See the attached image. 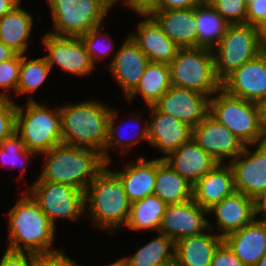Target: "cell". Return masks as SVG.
Listing matches in <instances>:
<instances>
[{
    "label": "cell",
    "mask_w": 266,
    "mask_h": 266,
    "mask_svg": "<svg viewBox=\"0 0 266 266\" xmlns=\"http://www.w3.org/2000/svg\"><path fill=\"white\" fill-rule=\"evenodd\" d=\"M256 145L253 152L249 150L250 145H246L243 152L229 162L236 191L255 200L266 191V145Z\"/></svg>",
    "instance_id": "12"
},
{
    "label": "cell",
    "mask_w": 266,
    "mask_h": 266,
    "mask_svg": "<svg viewBox=\"0 0 266 266\" xmlns=\"http://www.w3.org/2000/svg\"><path fill=\"white\" fill-rule=\"evenodd\" d=\"M136 161L128 163L121 171H113L123 183L131 203L152 195L156 181V159L147 161L139 156Z\"/></svg>",
    "instance_id": "26"
},
{
    "label": "cell",
    "mask_w": 266,
    "mask_h": 266,
    "mask_svg": "<svg viewBox=\"0 0 266 266\" xmlns=\"http://www.w3.org/2000/svg\"><path fill=\"white\" fill-rule=\"evenodd\" d=\"M31 96L24 110L17 105L15 132L26 149L36 154L48 152L62 142L60 108L48 109Z\"/></svg>",
    "instance_id": "5"
},
{
    "label": "cell",
    "mask_w": 266,
    "mask_h": 266,
    "mask_svg": "<svg viewBox=\"0 0 266 266\" xmlns=\"http://www.w3.org/2000/svg\"><path fill=\"white\" fill-rule=\"evenodd\" d=\"M208 210L199 206L194 199L179 204L167 205L159 233L174 242L205 232L209 226Z\"/></svg>",
    "instance_id": "14"
},
{
    "label": "cell",
    "mask_w": 266,
    "mask_h": 266,
    "mask_svg": "<svg viewBox=\"0 0 266 266\" xmlns=\"http://www.w3.org/2000/svg\"><path fill=\"white\" fill-rule=\"evenodd\" d=\"M209 99V114L246 145L261 143L263 129L258 103L228 94L220 88Z\"/></svg>",
    "instance_id": "7"
},
{
    "label": "cell",
    "mask_w": 266,
    "mask_h": 266,
    "mask_svg": "<svg viewBox=\"0 0 266 266\" xmlns=\"http://www.w3.org/2000/svg\"><path fill=\"white\" fill-rule=\"evenodd\" d=\"M135 35L131 38L146 54L150 62L170 63L177 55L180 47L162 30L152 16H144L139 22Z\"/></svg>",
    "instance_id": "21"
},
{
    "label": "cell",
    "mask_w": 266,
    "mask_h": 266,
    "mask_svg": "<svg viewBox=\"0 0 266 266\" xmlns=\"http://www.w3.org/2000/svg\"><path fill=\"white\" fill-rule=\"evenodd\" d=\"M28 191L9 210V243L7 249L39 255L53 253L55 226Z\"/></svg>",
    "instance_id": "1"
},
{
    "label": "cell",
    "mask_w": 266,
    "mask_h": 266,
    "mask_svg": "<svg viewBox=\"0 0 266 266\" xmlns=\"http://www.w3.org/2000/svg\"><path fill=\"white\" fill-rule=\"evenodd\" d=\"M102 29H103V27L100 28V26H97L95 28H92L88 33L81 36V38H82V40L86 46L87 52L89 53V55H90V57H91V59L95 65H96L97 60L99 61L102 59V57L104 58V56H106V55L108 56L109 54H111V51H113V49H114V47L112 45H110V44H112L111 42H109L107 44V42L101 41L102 38H105V34H104V37L102 36V33H103V32H101ZM100 35H101V37H100ZM99 37L101 39H99ZM105 40H106V38H105ZM102 43H103V45H102Z\"/></svg>",
    "instance_id": "38"
},
{
    "label": "cell",
    "mask_w": 266,
    "mask_h": 266,
    "mask_svg": "<svg viewBox=\"0 0 266 266\" xmlns=\"http://www.w3.org/2000/svg\"><path fill=\"white\" fill-rule=\"evenodd\" d=\"M229 24H245L247 6L243 0H206Z\"/></svg>",
    "instance_id": "37"
},
{
    "label": "cell",
    "mask_w": 266,
    "mask_h": 266,
    "mask_svg": "<svg viewBox=\"0 0 266 266\" xmlns=\"http://www.w3.org/2000/svg\"><path fill=\"white\" fill-rule=\"evenodd\" d=\"M214 214L220 236L242 229L257 217L256 200L235 191L221 202L213 205L208 214Z\"/></svg>",
    "instance_id": "19"
},
{
    "label": "cell",
    "mask_w": 266,
    "mask_h": 266,
    "mask_svg": "<svg viewBox=\"0 0 266 266\" xmlns=\"http://www.w3.org/2000/svg\"><path fill=\"white\" fill-rule=\"evenodd\" d=\"M223 241L245 266H254L266 253V221L255 218L242 229L227 234Z\"/></svg>",
    "instance_id": "22"
},
{
    "label": "cell",
    "mask_w": 266,
    "mask_h": 266,
    "mask_svg": "<svg viewBox=\"0 0 266 266\" xmlns=\"http://www.w3.org/2000/svg\"><path fill=\"white\" fill-rule=\"evenodd\" d=\"M15 54L16 52L13 49L0 42V63L11 59Z\"/></svg>",
    "instance_id": "48"
},
{
    "label": "cell",
    "mask_w": 266,
    "mask_h": 266,
    "mask_svg": "<svg viewBox=\"0 0 266 266\" xmlns=\"http://www.w3.org/2000/svg\"><path fill=\"white\" fill-rule=\"evenodd\" d=\"M42 42L48 50L45 58L51 70L56 63L68 73L84 76L95 68L81 37L57 36L48 32L43 35Z\"/></svg>",
    "instance_id": "11"
},
{
    "label": "cell",
    "mask_w": 266,
    "mask_h": 266,
    "mask_svg": "<svg viewBox=\"0 0 266 266\" xmlns=\"http://www.w3.org/2000/svg\"><path fill=\"white\" fill-rule=\"evenodd\" d=\"M43 154L44 169L37 180L66 184L84 192L106 165L101 153L78 150L64 143Z\"/></svg>",
    "instance_id": "4"
},
{
    "label": "cell",
    "mask_w": 266,
    "mask_h": 266,
    "mask_svg": "<svg viewBox=\"0 0 266 266\" xmlns=\"http://www.w3.org/2000/svg\"><path fill=\"white\" fill-rule=\"evenodd\" d=\"M255 0H243L244 4L248 6L250 3H252Z\"/></svg>",
    "instance_id": "55"
},
{
    "label": "cell",
    "mask_w": 266,
    "mask_h": 266,
    "mask_svg": "<svg viewBox=\"0 0 266 266\" xmlns=\"http://www.w3.org/2000/svg\"><path fill=\"white\" fill-rule=\"evenodd\" d=\"M32 27V14L21 8L19 4L0 18V42L13 49L17 54L23 55L28 48Z\"/></svg>",
    "instance_id": "27"
},
{
    "label": "cell",
    "mask_w": 266,
    "mask_h": 266,
    "mask_svg": "<svg viewBox=\"0 0 266 266\" xmlns=\"http://www.w3.org/2000/svg\"><path fill=\"white\" fill-rule=\"evenodd\" d=\"M57 36L81 37L102 25L111 0H47Z\"/></svg>",
    "instance_id": "9"
},
{
    "label": "cell",
    "mask_w": 266,
    "mask_h": 266,
    "mask_svg": "<svg viewBox=\"0 0 266 266\" xmlns=\"http://www.w3.org/2000/svg\"><path fill=\"white\" fill-rule=\"evenodd\" d=\"M266 23V0H255L247 6L246 24L262 28Z\"/></svg>",
    "instance_id": "42"
},
{
    "label": "cell",
    "mask_w": 266,
    "mask_h": 266,
    "mask_svg": "<svg viewBox=\"0 0 266 266\" xmlns=\"http://www.w3.org/2000/svg\"><path fill=\"white\" fill-rule=\"evenodd\" d=\"M160 158L192 186L218 164L193 138L176 151Z\"/></svg>",
    "instance_id": "20"
},
{
    "label": "cell",
    "mask_w": 266,
    "mask_h": 266,
    "mask_svg": "<svg viewBox=\"0 0 266 266\" xmlns=\"http://www.w3.org/2000/svg\"><path fill=\"white\" fill-rule=\"evenodd\" d=\"M151 16L162 27L163 32L180 48L198 47L195 7L159 10Z\"/></svg>",
    "instance_id": "25"
},
{
    "label": "cell",
    "mask_w": 266,
    "mask_h": 266,
    "mask_svg": "<svg viewBox=\"0 0 266 266\" xmlns=\"http://www.w3.org/2000/svg\"><path fill=\"white\" fill-rule=\"evenodd\" d=\"M107 266H123V263H122L121 259H119L116 262L111 263V264H109Z\"/></svg>",
    "instance_id": "52"
},
{
    "label": "cell",
    "mask_w": 266,
    "mask_h": 266,
    "mask_svg": "<svg viewBox=\"0 0 266 266\" xmlns=\"http://www.w3.org/2000/svg\"><path fill=\"white\" fill-rule=\"evenodd\" d=\"M25 54H21V64L19 71V81L16 95L34 93L44 82L51 72L45 56L36 59H28Z\"/></svg>",
    "instance_id": "33"
},
{
    "label": "cell",
    "mask_w": 266,
    "mask_h": 266,
    "mask_svg": "<svg viewBox=\"0 0 266 266\" xmlns=\"http://www.w3.org/2000/svg\"><path fill=\"white\" fill-rule=\"evenodd\" d=\"M35 266H81L67 256L63 250L37 256ZM83 266V265H82Z\"/></svg>",
    "instance_id": "44"
},
{
    "label": "cell",
    "mask_w": 266,
    "mask_h": 266,
    "mask_svg": "<svg viewBox=\"0 0 266 266\" xmlns=\"http://www.w3.org/2000/svg\"><path fill=\"white\" fill-rule=\"evenodd\" d=\"M107 167L105 165L87 187L85 205L89 203L92 225L112 233L126 225L132 203L120 178Z\"/></svg>",
    "instance_id": "3"
},
{
    "label": "cell",
    "mask_w": 266,
    "mask_h": 266,
    "mask_svg": "<svg viewBox=\"0 0 266 266\" xmlns=\"http://www.w3.org/2000/svg\"><path fill=\"white\" fill-rule=\"evenodd\" d=\"M170 248V249H169ZM123 266H164L175 261V242L161 233L131 257L121 258Z\"/></svg>",
    "instance_id": "30"
},
{
    "label": "cell",
    "mask_w": 266,
    "mask_h": 266,
    "mask_svg": "<svg viewBox=\"0 0 266 266\" xmlns=\"http://www.w3.org/2000/svg\"><path fill=\"white\" fill-rule=\"evenodd\" d=\"M254 266H266V253L259 259Z\"/></svg>",
    "instance_id": "50"
},
{
    "label": "cell",
    "mask_w": 266,
    "mask_h": 266,
    "mask_svg": "<svg viewBox=\"0 0 266 266\" xmlns=\"http://www.w3.org/2000/svg\"><path fill=\"white\" fill-rule=\"evenodd\" d=\"M198 235L189 236L175 242V262L178 266H210L213 255L223 242L219 234H212L214 227ZM208 231V232H207Z\"/></svg>",
    "instance_id": "23"
},
{
    "label": "cell",
    "mask_w": 266,
    "mask_h": 266,
    "mask_svg": "<svg viewBox=\"0 0 266 266\" xmlns=\"http://www.w3.org/2000/svg\"><path fill=\"white\" fill-rule=\"evenodd\" d=\"M221 88L232 96L255 103L266 98V55L261 52L235 69L221 82Z\"/></svg>",
    "instance_id": "15"
},
{
    "label": "cell",
    "mask_w": 266,
    "mask_h": 266,
    "mask_svg": "<svg viewBox=\"0 0 266 266\" xmlns=\"http://www.w3.org/2000/svg\"><path fill=\"white\" fill-rule=\"evenodd\" d=\"M21 4V0H0V18Z\"/></svg>",
    "instance_id": "46"
},
{
    "label": "cell",
    "mask_w": 266,
    "mask_h": 266,
    "mask_svg": "<svg viewBox=\"0 0 266 266\" xmlns=\"http://www.w3.org/2000/svg\"><path fill=\"white\" fill-rule=\"evenodd\" d=\"M37 255L27 252H15L6 249L0 259V266H35Z\"/></svg>",
    "instance_id": "40"
},
{
    "label": "cell",
    "mask_w": 266,
    "mask_h": 266,
    "mask_svg": "<svg viewBox=\"0 0 266 266\" xmlns=\"http://www.w3.org/2000/svg\"><path fill=\"white\" fill-rule=\"evenodd\" d=\"M167 204L155 194L148 195L142 200L131 204L126 227L131 230L159 231Z\"/></svg>",
    "instance_id": "32"
},
{
    "label": "cell",
    "mask_w": 266,
    "mask_h": 266,
    "mask_svg": "<svg viewBox=\"0 0 266 266\" xmlns=\"http://www.w3.org/2000/svg\"><path fill=\"white\" fill-rule=\"evenodd\" d=\"M206 0H160L159 10L198 7Z\"/></svg>",
    "instance_id": "45"
},
{
    "label": "cell",
    "mask_w": 266,
    "mask_h": 266,
    "mask_svg": "<svg viewBox=\"0 0 266 266\" xmlns=\"http://www.w3.org/2000/svg\"><path fill=\"white\" fill-rule=\"evenodd\" d=\"M149 143L166 156L192 139L193 128L150 105Z\"/></svg>",
    "instance_id": "17"
},
{
    "label": "cell",
    "mask_w": 266,
    "mask_h": 266,
    "mask_svg": "<svg viewBox=\"0 0 266 266\" xmlns=\"http://www.w3.org/2000/svg\"><path fill=\"white\" fill-rule=\"evenodd\" d=\"M171 85L213 96L221 88L215 73L213 50L203 47L180 48L169 63Z\"/></svg>",
    "instance_id": "6"
},
{
    "label": "cell",
    "mask_w": 266,
    "mask_h": 266,
    "mask_svg": "<svg viewBox=\"0 0 266 266\" xmlns=\"http://www.w3.org/2000/svg\"><path fill=\"white\" fill-rule=\"evenodd\" d=\"M257 215L262 213L260 220L266 221V191L256 200Z\"/></svg>",
    "instance_id": "47"
},
{
    "label": "cell",
    "mask_w": 266,
    "mask_h": 266,
    "mask_svg": "<svg viewBox=\"0 0 266 266\" xmlns=\"http://www.w3.org/2000/svg\"><path fill=\"white\" fill-rule=\"evenodd\" d=\"M167 205L193 198V186L173 170L162 158L156 159L154 193Z\"/></svg>",
    "instance_id": "28"
},
{
    "label": "cell",
    "mask_w": 266,
    "mask_h": 266,
    "mask_svg": "<svg viewBox=\"0 0 266 266\" xmlns=\"http://www.w3.org/2000/svg\"><path fill=\"white\" fill-rule=\"evenodd\" d=\"M28 191L54 226L57 218L78 220L86 213L85 192L75 187L36 180Z\"/></svg>",
    "instance_id": "10"
},
{
    "label": "cell",
    "mask_w": 266,
    "mask_h": 266,
    "mask_svg": "<svg viewBox=\"0 0 266 266\" xmlns=\"http://www.w3.org/2000/svg\"><path fill=\"white\" fill-rule=\"evenodd\" d=\"M209 99L200 92L171 85L154 105L194 128L209 113Z\"/></svg>",
    "instance_id": "16"
},
{
    "label": "cell",
    "mask_w": 266,
    "mask_h": 266,
    "mask_svg": "<svg viewBox=\"0 0 266 266\" xmlns=\"http://www.w3.org/2000/svg\"><path fill=\"white\" fill-rule=\"evenodd\" d=\"M21 54H15L11 59L0 63V99H10L9 92L14 90L16 94L19 81ZM6 92V93H5Z\"/></svg>",
    "instance_id": "36"
},
{
    "label": "cell",
    "mask_w": 266,
    "mask_h": 266,
    "mask_svg": "<svg viewBox=\"0 0 266 266\" xmlns=\"http://www.w3.org/2000/svg\"><path fill=\"white\" fill-rule=\"evenodd\" d=\"M164 266H178V264L174 261V262L169 263V264L164 265Z\"/></svg>",
    "instance_id": "56"
},
{
    "label": "cell",
    "mask_w": 266,
    "mask_h": 266,
    "mask_svg": "<svg viewBox=\"0 0 266 266\" xmlns=\"http://www.w3.org/2000/svg\"><path fill=\"white\" fill-rule=\"evenodd\" d=\"M261 38H262V41H265L266 40V23L261 28Z\"/></svg>",
    "instance_id": "51"
},
{
    "label": "cell",
    "mask_w": 266,
    "mask_h": 266,
    "mask_svg": "<svg viewBox=\"0 0 266 266\" xmlns=\"http://www.w3.org/2000/svg\"><path fill=\"white\" fill-rule=\"evenodd\" d=\"M171 87L170 67L168 63L149 62L138 85L126 97L129 102L141 94L148 106L154 105Z\"/></svg>",
    "instance_id": "29"
},
{
    "label": "cell",
    "mask_w": 266,
    "mask_h": 266,
    "mask_svg": "<svg viewBox=\"0 0 266 266\" xmlns=\"http://www.w3.org/2000/svg\"><path fill=\"white\" fill-rule=\"evenodd\" d=\"M198 47L213 49L224 36L229 23L205 1L195 7Z\"/></svg>",
    "instance_id": "31"
},
{
    "label": "cell",
    "mask_w": 266,
    "mask_h": 266,
    "mask_svg": "<svg viewBox=\"0 0 266 266\" xmlns=\"http://www.w3.org/2000/svg\"><path fill=\"white\" fill-rule=\"evenodd\" d=\"M120 0H111V6ZM126 7L141 16H151L155 11H159L160 0H123Z\"/></svg>",
    "instance_id": "43"
},
{
    "label": "cell",
    "mask_w": 266,
    "mask_h": 266,
    "mask_svg": "<svg viewBox=\"0 0 266 266\" xmlns=\"http://www.w3.org/2000/svg\"><path fill=\"white\" fill-rule=\"evenodd\" d=\"M62 142L78 150L103 153L111 108L89 100L60 106Z\"/></svg>",
    "instance_id": "2"
},
{
    "label": "cell",
    "mask_w": 266,
    "mask_h": 266,
    "mask_svg": "<svg viewBox=\"0 0 266 266\" xmlns=\"http://www.w3.org/2000/svg\"><path fill=\"white\" fill-rule=\"evenodd\" d=\"M116 117H117V112L115 111V109H112V111L110 113V116H109V120H108V131H107L106 145L104 147V152L102 153L103 160H104V162L106 163L107 166L111 163L110 162L111 158H110V155L107 153V151L113 145L119 146L120 148H122L123 152L124 151L127 152L128 149H130V151H131L132 150L131 147L133 145H135L140 139H144L147 142H149V122L145 123L146 125L143 126V129L140 128V130H138V132H135V133H137V134H134L135 138H134V135H133V138L130 139L129 141H127V143H125L121 139L122 138L121 135L124 134L123 131H121V130L118 131L116 129V127H119V125H116V121H115ZM138 118H139V116H137V119L132 118L131 123H132V121L136 120V121H134V123L136 125L137 124L139 125ZM120 131L122 132L121 134L119 133ZM117 136H119V137H117Z\"/></svg>",
    "instance_id": "34"
},
{
    "label": "cell",
    "mask_w": 266,
    "mask_h": 266,
    "mask_svg": "<svg viewBox=\"0 0 266 266\" xmlns=\"http://www.w3.org/2000/svg\"><path fill=\"white\" fill-rule=\"evenodd\" d=\"M261 28L250 24H229L220 42L212 49L215 73L222 82L235 69L262 52Z\"/></svg>",
    "instance_id": "8"
},
{
    "label": "cell",
    "mask_w": 266,
    "mask_h": 266,
    "mask_svg": "<svg viewBox=\"0 0 266 266\" xmlns=\"http://www.w3.org/2000/svg\"><path fill=\"white\" fill-rule=\"evenodd\" d=\"M262 52L266 55V40L263 41V49Z\"/></svg>",
    "instance_id": "54"
},
{
    "label": "cell",
    "mask_w": 266,
    "mask_h": 266,
    "mask_svg": "<svg viewBox=\"0 0 266 266\" xmlns=\"http://www.w3.org/2000/svg\"><path fill=\"white\" fill-rule=\"evenodd\" d=\"M36 155V153L26 149L24 142L16 132H14L10 137L6 138L0 144V160H2L1 162L5 164L9 163L12 168L17 167L20 162L21 164L24 162L26 163V165L24 164L23 166H21L23 173L27 169L26 167L27 161H29L28 159L32 157L34 158L36 157Z\"/></svg>",
    "instance_id": "35"
},
{
    "label": "cell",
    "mask_w": 266,
    "mask_h": 266,
    "mask_svg": "<svg viewBox=\"0 0 266 266\" xmlns=\"http://www.w3.org/2000/svg\"><path fill=\"white\" fill-rule=\"evenodd\" d=\"M192 138L220 164L225 158H231L228 160L231 162L246 147L240 138L209 113L193 128Z\"/></svg>",
    "instance_id": "13"
},
{
    "label": "cell",
    "mask_w": 266,
    "mask_h": 266,
    "mask_svg": "<svg viewBox=\"0 0 266 266\" xmlns=\"http://www.w3.org/2000/svg\"><path fill=\"white\" fill-rule=\"evenodd\" d=\"M17 105L0 99V144L15 132Z\"/></svg>",
    "instance_id": "39"
},
{
    "label": "cell",
    "mask_w": 266,
    "mask_h": 266,
    "mask_svg": "<svg viewBox=\"0 0 266 266\" xmlns=\"http://www.w3.org/2000/svg\"><path fill=\"white\" fill-rule=\"evenodd\" d=\"M236 191L232 169L228 163H218L193 186V199L209 210Z\"/></svg>",
    "instance_id": "24"
},
{
    "label": "cell",
    "mask_w": 266,
    "mask_h": 266,
    "mask_svg": "<svg viewBox=\"0 0 266 266\" xmlns=\"http://www.w3.org/2000/svg\"><path fill=\"white\" fill-rule=\"evenodd\" d=\"M115 54L107 66L127 97L138 85L150 61L130 34Z\"/></svg>",
    "instance_id": "18"
},
{
    "label": "cell",
    "mask_w": 266,
    "mask_h": 266,
    "mask_svg": "<svg viewBox=\"0 0 266 266\" xmlns=\"http://www.w3.org/2000/svg\"><path fill=\"white\" fill-rule=\"evenodd\" d=\"M260 120L262 129L266 127V98L262 99L259 103Z\"/></svg>",
    "instance_id": "49"
},
{
    "label": "cell",
    "mask_w": 266,
    "mask_h": 266,
    "mask_svg": "<svg viewBox=\"0 0 266 266\" xmlns=\"http://www.w3.org/2000/svg\"><path fill=\"white\" fill-rule=\"evenodd\" d=\"M262 144L266 145V127L263 129Z\"/></svg>",
    "instance_id": "53"
},
{
    "label": "cell",
    "mask_w": 266,
    "mask_h": 266,
    "mask_svg": "<svg viewBox=\"0 0 266 266\" xmlns=\"http://www.w3.org/2000/svg\"><path fill=\"white\" fill-rule=\"evenodd\" d=\"M210 266H245L223 241L216 249Z\"/></svg>",
    "instance_id": "41"
}]
</instances>
